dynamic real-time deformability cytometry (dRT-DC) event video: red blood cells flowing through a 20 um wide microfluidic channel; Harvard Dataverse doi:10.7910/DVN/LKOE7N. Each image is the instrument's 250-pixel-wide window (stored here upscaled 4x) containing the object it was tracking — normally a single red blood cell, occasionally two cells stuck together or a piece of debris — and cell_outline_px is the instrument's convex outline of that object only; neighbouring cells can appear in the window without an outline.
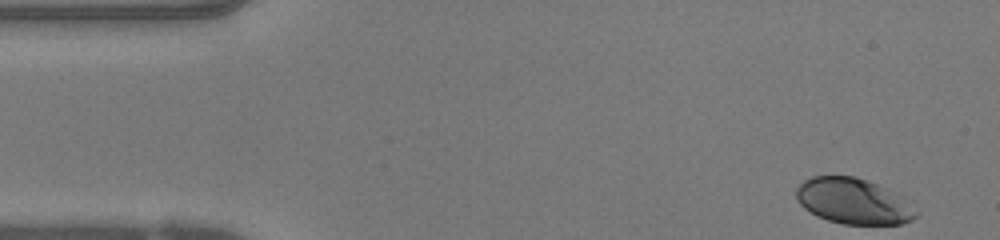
{"species": "human", "species_latin": "Homo sapiens", "temperature_condition": "warm", "stored_images_in_passage": 46, "camera_frame_rate_fps": 3000, "um_per_image_px": 0.085, "donor": {"sex": "female"}, "frame": {"image": 1, "passage_image": 1, "time_ms": 0.0, "image_size_px": [1000, 240], "cell_outline_px": [[920, 212], [912, 220], [900, 224], [844, 224], [828, 220], [816, 216], [804, 208], [796, 200], [796, 188], [804, 180], [812, 176], [852, 176], [876, 184], [896, 192], [904, 196]], "centroid_in_image_um": [72.56, 17.11], "position_along_channel_um": 12.4, "area_um2": 32.14}}
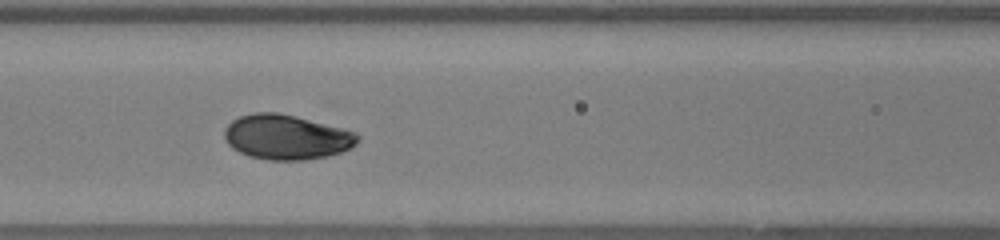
{"frame": {"image": 2, "passage_image": 18, "time_ms": 5.667, "image_size_px": [1000, 240], "cell_outline_px": [[360, 140], [352, 148], [328, 156], [308, 160], [268, 160], [248, 156], [232, 148], [224, 140], [224, 128], [232, 120], [240, 116], [256, 112], [276, 112], [296, 116], [344, 128], [356, 132], [360, 136]], "centroid_in_image_um": [24.36, 11.65], "position_along_channel_um": 142.2, "area_um2": 35.2}}
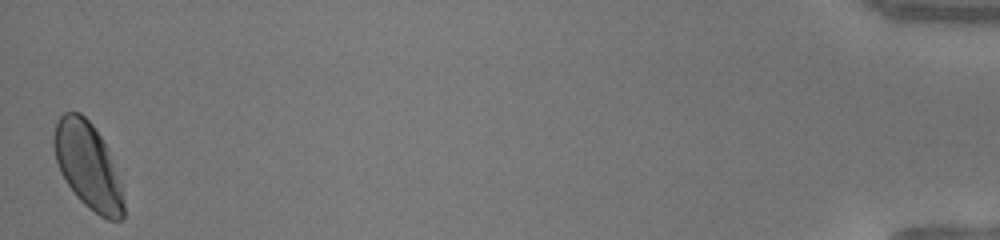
{"frame": {"image": 3, "passage_image": 46, "time_ms": 15.0, "image_size_px": [1000, 240], "cell_outline_px": [[124, 220], [108, 220], [100, 216], [88, 208], [76, 196], [64, 180], [60, 172], [56, 160], [52, 144], [52, 140], [56, 124], [60, 116], [64, 112], [80, 112], [92, 124], [108, 148], [120, 184], [124, 200]], "centroid_in_image_um": [7.46, 14.1], "position_along_channel_um": 427.7, "area_um2": 35.08}, "authors_computed_cell_mechanics": {"area_um2": 33.7841, "velocity_mm_per_s": 4.1703, "shape_relaxation_time_tau1_ms": 3.7084, "shape_relaxation_time_tau2_ms": null, "deformation_change_tau1": 0.155, "deformation_change_tau2": null}}